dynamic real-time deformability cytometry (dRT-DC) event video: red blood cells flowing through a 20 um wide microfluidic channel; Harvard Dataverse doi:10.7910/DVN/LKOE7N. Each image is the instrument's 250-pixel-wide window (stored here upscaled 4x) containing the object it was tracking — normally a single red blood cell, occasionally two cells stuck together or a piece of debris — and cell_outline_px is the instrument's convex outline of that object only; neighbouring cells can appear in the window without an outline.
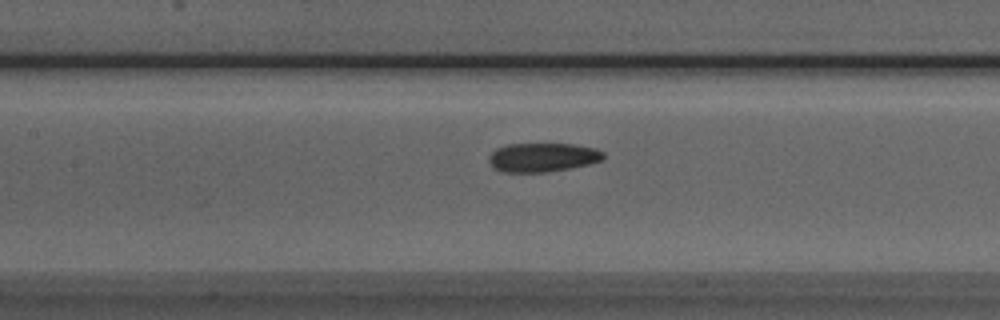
{"species": "Egyptian fruit bat (a non-hibernating species)", "species_latin": "Rousettus aegyptiacus", "temperature_condition": "room temperature", "stored_images_in_passage": 51, "camera_frame_rate_fps": 3000, "um_per_image_px": 0.085, "animal": {"sex": "male"}, "frame": {"image": 1, "passage_image": 22, "time_ms": 7.0, "image_size_px": [1000, 320], "cell_outline_px": [[604, 156], [600, 160], [588, 164], [568, 168], [544, 172], [504, 172], [496, 168], [488, 160], [488, 156], [496, 148], [508, 144], [572, 144], [596, 148], [604, 152]], "centroid_in_image_um": [46.11, 13.36], "position_along_channel_um": 161.3, "area_um2": 19.07}}
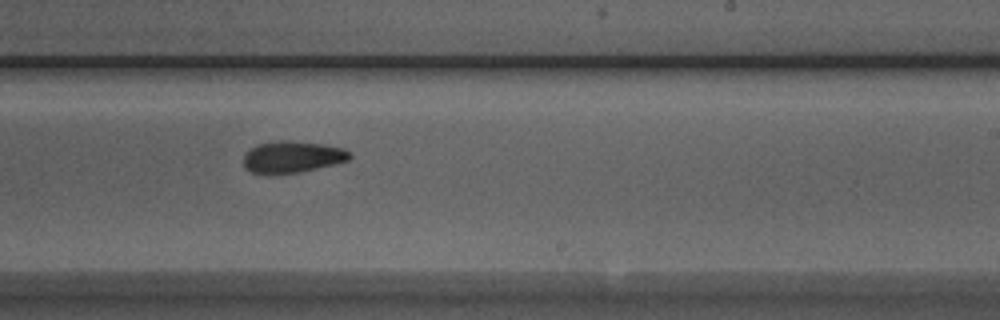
{"frame": {"image": 2, "passage_image": 30, "time_ms": 9.667, "image_size_px": [1000, 320], "cell_outline_px": [[352, 156], [348, 160], [300, 172], [272, 176], [268, 176], [252, 172], [244, 168], [244, 152], [248, 148], [256, 144], [280, 140], [292, 140], [324, 144], [344, 148]], "centroid_in_image_um": [24.76, 13.35], "position_along_channel_um": 264.2, "area_um2": 20.11}}
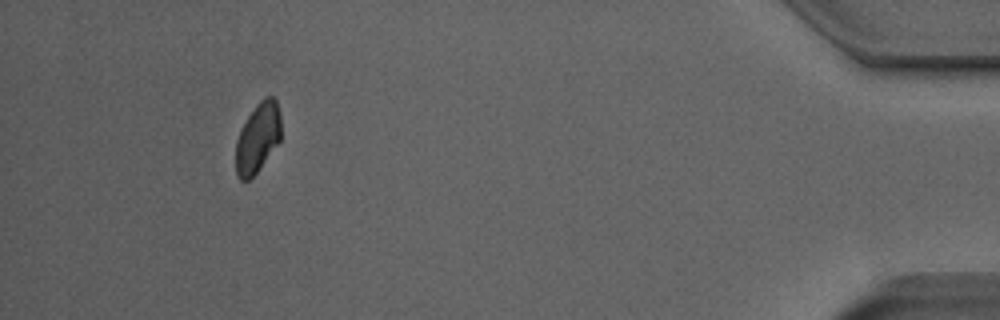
{"frame": {"image": 3, "passage_image": 47, "time_ms": 15.333, "image_size_px": [1000, 320], "cell_outline_px": [[280, 140], [256, 172], [248, 180], [240, 180], [236, 176], [236, 140], [248, 116], [256, 104], [264, 96], [272, 96], [276, 100], [280, 112]], "centroid_in_image_um": [21.9, 11.69], "position_along_channel_um": 413.3, "area_um2": 18.09}, "authors_computed_cell_mechanics": {"area_um2": 19.4208, "velocity_mm_per_s": 3.8734, "shape_relaxation_time_tau1_ms": null, "shape_relaxation_time_tau2_ms": 4.5103, "deformation_change_tau1": null, "deformation_change_tau2": 0.0892}}